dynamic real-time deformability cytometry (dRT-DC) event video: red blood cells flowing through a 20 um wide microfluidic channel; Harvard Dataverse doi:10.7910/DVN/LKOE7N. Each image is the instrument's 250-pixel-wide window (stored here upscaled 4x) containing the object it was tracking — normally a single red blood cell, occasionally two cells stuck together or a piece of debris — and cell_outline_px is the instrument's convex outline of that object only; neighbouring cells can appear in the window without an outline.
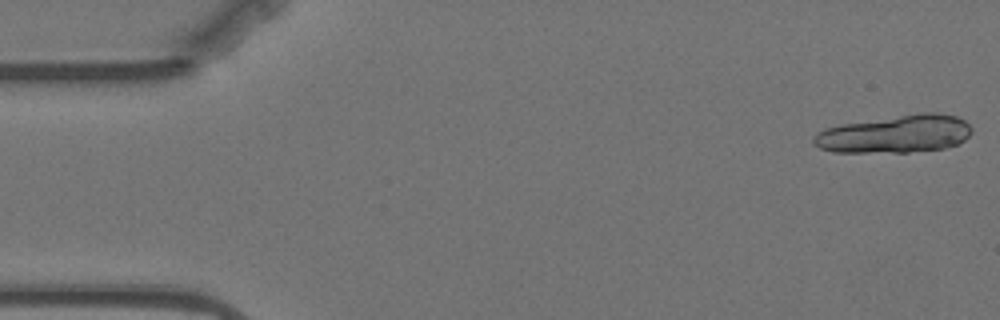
{"species": "Egyptian fruit bat (a non-hibernating species)", "species_latin": "Rousettus aegyptiacus", "temperature_condition": "warm", "stored_images_in_passage": 13, "camera_frame_rate_fps": 3000, "um_per_image_px": 0.085, "animal": {"sex": "female"}, "frame": {"image": 1, "passage_image": 1, "time_ms": 0.0, "image_size_px": [1000, 320], "cell_outline_px": [[972, 132], [964, 140], [956, 144], [944, 148], [908, 152], [832, 152], [820, 148], [812, 144], [812, 136], [816, 132], [824, 128], [840, 124], [924, 112], [940, 112], [956, 116], [964, 120], [972, 128]], "centroid_in_image_um": [76.05, 11.39], "position_along_channel_um": 8.9, "area_um2": 34.97}}